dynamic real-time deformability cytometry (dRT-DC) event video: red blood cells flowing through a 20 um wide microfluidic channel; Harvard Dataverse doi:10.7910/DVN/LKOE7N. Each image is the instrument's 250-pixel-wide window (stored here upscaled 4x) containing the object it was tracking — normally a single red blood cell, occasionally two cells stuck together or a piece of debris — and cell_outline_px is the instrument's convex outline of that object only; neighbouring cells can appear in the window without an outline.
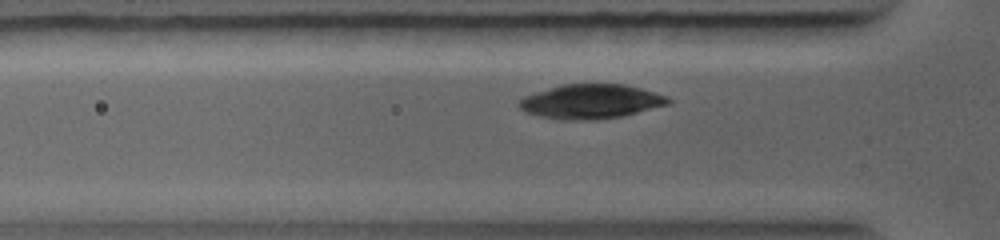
{"species": "common noctule bat (a hibernating species)", "species_latin": "Nyctalus noctula", "temperature_condition": "warm", "stored_images_in_passage": 14, "camera_frame_rate_fps": 5000, "um_per_image_px": 0.085, "animal": {"sex": "female", "body_mass_g": 19.0, "forearm_length_mm": 56.7}, "frame": {"image": 1, "passage_image": 5, "time_ms": 1.2, "image_size_px": [1000, 240], "cell_outline_px": [[672, 104], [624, 116], [596, 120], [560, 120], [540, 116], [528, 112], [520, 108], [516, 104], [524, 96], [560, 84], [624, 84], [640, 88], [668, 96], [672, 100]], "centroid_in_image_um": [50.27, 8.63], "position_along_channel_um": 75.5, "area_um2": 30.17}}
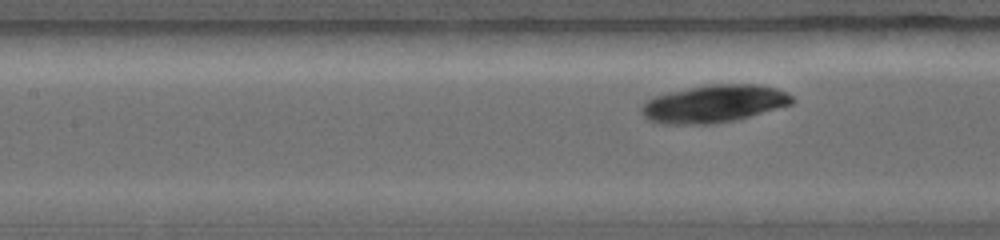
{"frame": {"image": 2, "passage_image": 10, "time_ms": 2.6, "image_size_px": [1000, 240], "cell_outline_px": [[796, 100], [792, 104], [736, 120], [716, 124], [660, 124], [648, 120], [640, 112], [640, 104], [652, 96], [668, 92], [704, 84], [760, 84], [776, 88], [788, 92]], "centroid_in_image_um": [60.65, 8.81], "position_along_channel_um": 146.7, "area_um2": 33.64}}
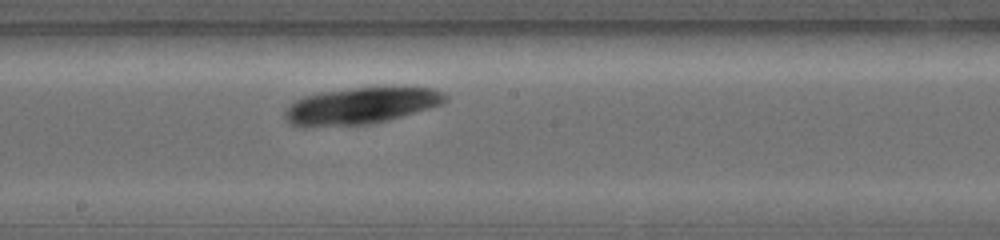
{"frame": {"image": 3, "passage_image": 14, "time_ms": 4.0, "image_size_px": [1000, 240], "cell_outline_px": [[448, 100], [440, 104], [428, 108], [388, 120], [372, 124], [304, 128], [292, 124], [284, 116], [284, 112], [296, 100], [304, 96], [320, 92], [356, 88], [436, 88], [444, 92], [448, 96]], "centroid_in_image_um": [30.65, 9.01], "position_along_channel_um": 217.5, "area_um2": 33.99}}